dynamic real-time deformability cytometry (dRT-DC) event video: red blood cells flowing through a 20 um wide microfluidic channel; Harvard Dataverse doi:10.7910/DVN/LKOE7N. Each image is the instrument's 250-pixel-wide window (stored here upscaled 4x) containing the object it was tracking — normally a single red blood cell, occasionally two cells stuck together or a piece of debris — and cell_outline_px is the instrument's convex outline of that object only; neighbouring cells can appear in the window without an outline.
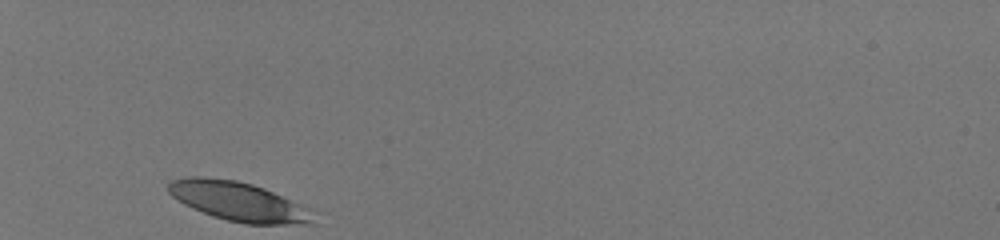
{"species": "human", "species_latin": "Homo sapiens", "temperature_condition": "room temperature", "stored_images_in_passage": 29, "camera_frame_rate_fps": 3000, "um_per_image_px": 0.085, "donor": {"sex": "male"}, "frame": {"image": 1, "passage_image": 1, "time_ms": 0.0, "image_size_px": [1000, 240], "cell_outline_px": [[320, 224], [244, 224], [212, 216], [192, 208], [184, 204], [172, 196], [168, 192], [168, 184], [172, 180], [192, 176], [208, 176], [236, 180], [252, 184], [264, 188], [308, 208]], "centroid_in_image_um": [20.28, 17.13], "position_along_channel_um": 64.7, "area_um2": 33.18}}
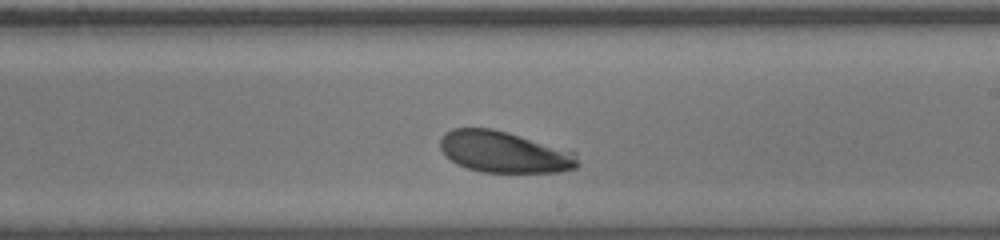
{"frame": {"image": 2, "passage_image": 17, "time_ms": 5.333, "image_size_px": [1000, 240], "cell_outline_px": [[580, 164], [576, 168], [560, 172], [480, 172], [456, 164], [440, 148], [440, 140], [444, 132], [452, 128], [492, 128], [508, 132], [576, 152]], "centroid_in_image_um": [42.87, 12.92], "position_along_channel_um": 246.1, "area_um2": 33.23}}
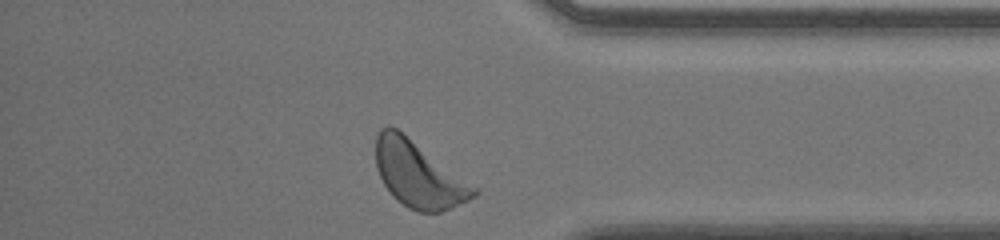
{"frame": {"image": 3, "passage_image": 29, "time_ms": 9.333, "image_size_px": [1000, 240], "cell_outline_px": [[480, 192], [476, 196], [452, 208], [440, 212], [416, 212], [408, 208], [396, 200], [392, 196], [384, 184], [376, 168], [376, 136], [380, 128], [388, 124], [396, 128], [476, 188]], "centroid_in_image_um": [35.53, 14.85], "position_along_channel_um": 399.7, "area_um2": 37.11}, "authors_computed_cell_mechanics": {"area_um2": 34.391, "velocity_mm_per_s": 3.9596, "shape_relaxation_time_tau1_ms": 0.9955, "shape_relaxation_time_tau2_ms": null, "deformation_change_tau1": 0.0887, "deformation_change_tau2": null}}